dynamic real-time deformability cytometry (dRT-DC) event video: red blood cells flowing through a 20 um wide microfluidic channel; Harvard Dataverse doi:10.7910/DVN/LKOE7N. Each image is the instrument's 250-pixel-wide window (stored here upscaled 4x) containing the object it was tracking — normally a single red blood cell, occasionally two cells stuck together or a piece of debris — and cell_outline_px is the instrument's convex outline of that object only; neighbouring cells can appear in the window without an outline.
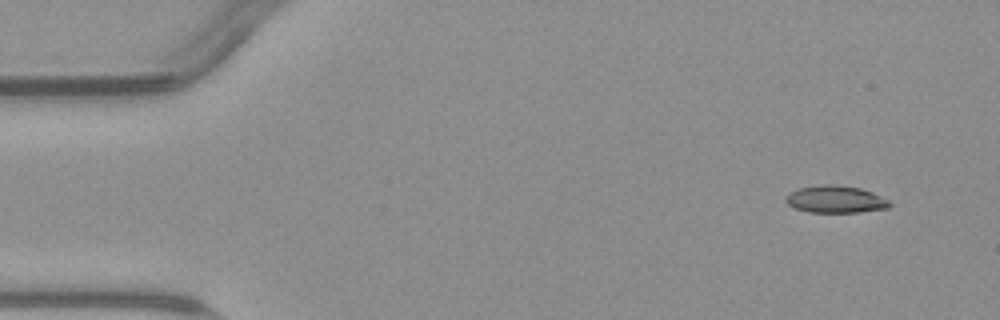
{"species": "common noctule bat (a hibernating species)", "species_latin": "Nyctalus noctula", "temperature_condition": "warm", "stored_images_in_passage": 3, "camera_frame_rate_fps": 3000, "um_per_image_px": 0.085, "animal": {"sex": "male", "body_mass_g": 23.1, "forearm_length_mm": 52.7}, "frame": {"image": 1, "passage_image": 1, "time_ms": 0.0, "image_size_px": [1000, 320], "cell_outline_px": [[892, 204], [888, 208], [860, 212], [808, 212], [796, 208], [788, 204], [784, 200], [784, 196], [800, 188], [824, 184], [832, 184], [860, 188], [872, 192], [888, 200]], "centroid_in_image_um": [71.02, 16.94], "position_along_channel_um": 14.0, "area_um2": 16.36}}